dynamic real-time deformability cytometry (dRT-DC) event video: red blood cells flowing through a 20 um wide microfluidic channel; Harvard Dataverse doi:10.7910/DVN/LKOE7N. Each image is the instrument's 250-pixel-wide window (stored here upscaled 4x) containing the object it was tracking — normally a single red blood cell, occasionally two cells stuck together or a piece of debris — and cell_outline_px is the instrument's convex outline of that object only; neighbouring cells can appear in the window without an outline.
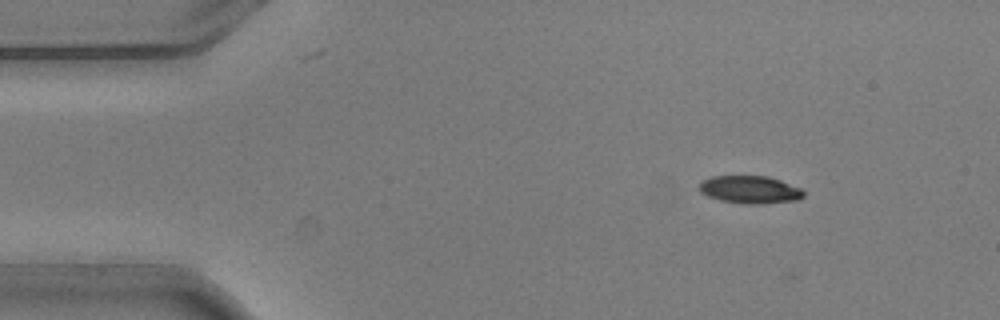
{"species": "common noctule bat (a hibernating species)", "species_latin": "Nyctalus noctula", "temperature_condition": "warm", "stored_images_in_passage": 3, "camera_frame_rate_fps": 3000, "um_per_image_px": 0.085, "animal": {"sex": "male", "body_mass_g": 20.5, "forearm_length_mm": 52.5}, "frame": {"image": 1, "passage_image": 1, "time_ms": 0.0, "image_size_px": [1000, 320], "cell_outline_px": [[804, 196], [800, 200], [760, 204], [744, 204], [720, 200], [708, 196], [700, 192], [700, 180], [712, 176], [768, 176], [780, 180], [800, 188], [804, 192]], "centroid_in_image_um": [63.75, 16.12], "position_along_channel_um": 21.3, "area_um2": 16.94}}
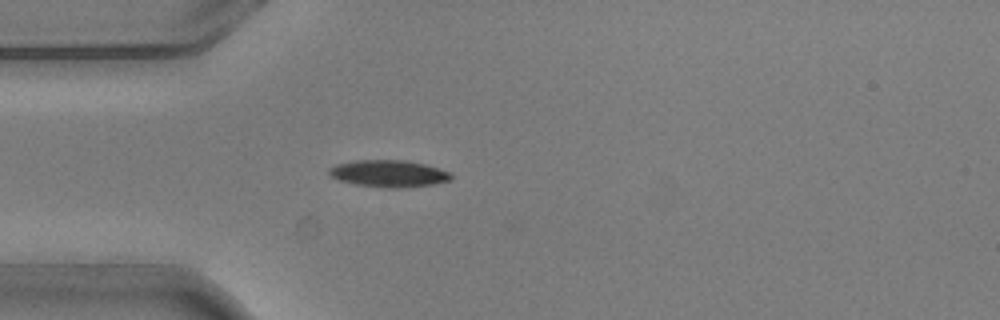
{"frame": {"image": 2, "passage_image": 3, "time_ms": 0.667, "image_size_px": [1000, 320], "cell_outline_px": [[452, 180], [432, 184], [404, 188], [384, 188], [356, 184], [340, 180], [332, 176], [328, 172], [328, 168], [336, 164], [352, 160], [408, 160], [424, 164], [448, 172], [452, 176]], "centroid_in_image_um": [33.02, 14.75], "position_along_channel_um": 52.0, "area_um2": 19.13}}